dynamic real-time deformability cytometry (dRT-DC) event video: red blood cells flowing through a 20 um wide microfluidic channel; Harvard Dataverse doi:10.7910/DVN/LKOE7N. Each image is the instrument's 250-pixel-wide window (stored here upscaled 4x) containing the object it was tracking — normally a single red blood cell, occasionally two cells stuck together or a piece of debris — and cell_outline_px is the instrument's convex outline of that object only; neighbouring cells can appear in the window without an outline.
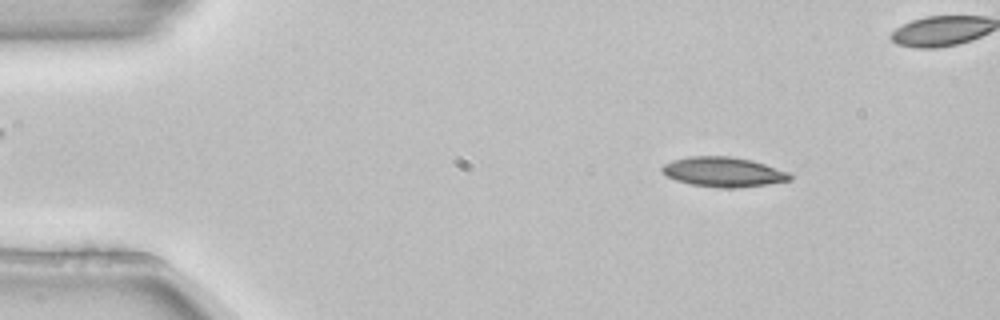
{"species": "common noctule bat (a hibernating species)", "species_latin": "Nyctalus noctula", "temperature_condition": "room temperature", "stored_images_in_passage": 4, "camera_frame_rate_fps": 3000, "um_per_image_px": 0.085, "animal": {"sex": "female", "body_mass_g": 22.7, "forearm_length_mm": 54.2}, "frame": {"image": 1, "passage_image": 1, "time_ms": 0.0, "image_size_px": [1000, 320], "cell_outline_px": [[792, 180], [768, 184], [736, 188], [716, 188], [692, 184], [676, 180], [668, 176], [660, 168], [664, 164], [672, 160], [688, 156], [728, 156], [752, 160], [792, 172]], "centroid_in_image_um": [61.54, 14.61], "position_along_channel_um": 23.5, "area_um2": 22.37}}